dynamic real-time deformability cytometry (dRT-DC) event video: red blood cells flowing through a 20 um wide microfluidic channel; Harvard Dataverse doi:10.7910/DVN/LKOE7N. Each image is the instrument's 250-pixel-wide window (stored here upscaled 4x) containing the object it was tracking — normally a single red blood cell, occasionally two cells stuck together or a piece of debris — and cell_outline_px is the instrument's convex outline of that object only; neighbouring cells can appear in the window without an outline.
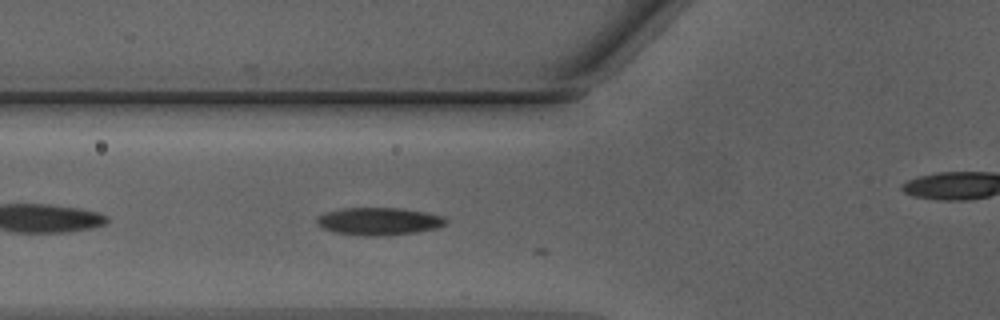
{"species": "Egyptian fruit bat (a non-hibernating species)", "species_latin": "Rousettus aegyptiacus", "temperature_condition": "warm", "stored_images_in_passage": 7, "camera_frame_rate_fps": 3000, "um_per_image_px": 0.085, "animal": {"sex": "male"}, "frame": {"image": 1, "passage_image": 4, "time_ms": 1.0, "image_size_px": [1000, 320], "cell_outline_px": [[448, 220], [444, 224], [436, 228], [416, 232], [388, 236], [368, 236], [332, 232], [316, 224], [316, 216], [324, 212], [340, 208], [404, 208], [444, 216]], "centroid_in_image_um": [32.17, 18.81], "position_along_channel_um": 93.6, "area_um2": 20.98}}